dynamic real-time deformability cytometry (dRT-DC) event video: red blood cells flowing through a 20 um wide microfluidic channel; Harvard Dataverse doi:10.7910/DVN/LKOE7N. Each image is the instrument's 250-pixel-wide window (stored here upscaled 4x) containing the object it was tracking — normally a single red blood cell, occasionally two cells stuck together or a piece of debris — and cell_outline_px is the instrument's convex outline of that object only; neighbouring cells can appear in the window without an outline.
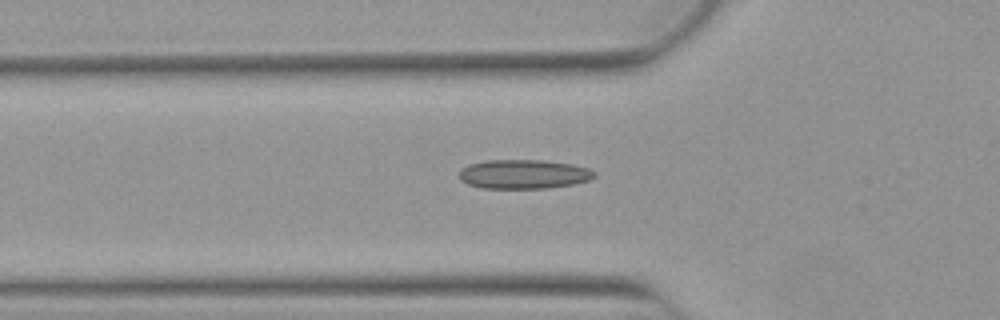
{"species": "Egyptian fruit bat (a non-hibernating species)", "species_latin": "Rousettus aegyptiacus", "temperature_condition": "warm", "stored_images_in_passage": 44, "camera_frame_rate_fps": 3000, "um_per_image_px": 0.085, "animal": {"sex": "female"}, "frame": {"image": 1, "passage_image": 15, "time_ms": 4.667, "image_size_px": [1000, 320], "cell_outline_px": [[596, 176], [592, 180], [576, 184], [548, 188], [484, 188], [468, 184], [460, 180], [460, 168], [468, 164], [488, 160], [540, 160], [572, 164], [588, 168], [596, 172]], "centroid_in_image_um": [44.55, 14.8], "position_along_channel_um": 81.3, "area_um2": 23.18}}
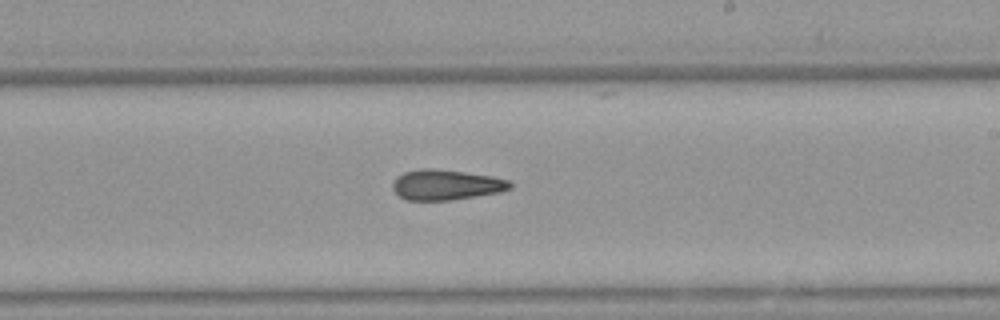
{"frame": {"image": 2, "passage_image": 28, "time_ms": 9.0, "image_size_px": [1000, 320], "cell_outline_px": [[512, 188], [500, 192], [452, 200], [408, 200], [400, 196], [392, 188], [392, 184], [396, 176], [404, 172], [420, 168], [432, 168], [464, 172], [492, 176], [508, 180], [512, 184]], "centroid_in_image_um": [37.91, 15.7], "position_along_channel_um": 251.1, "area_um2": 20.75}}
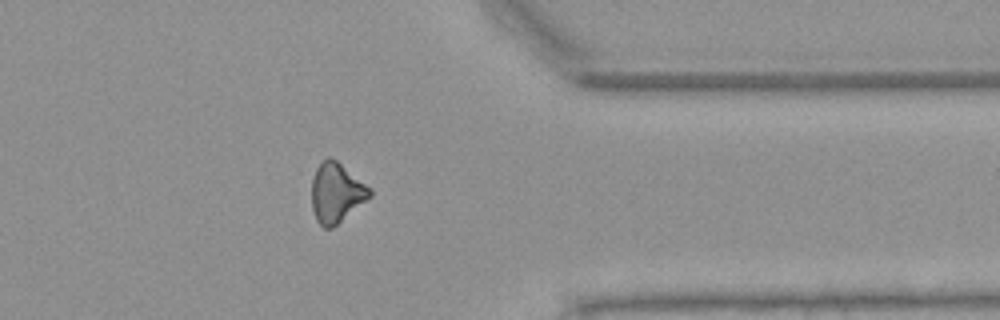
{"frame": {"image": 3, "passage_image": 39, "time_ms": 12.667, "image_size_px": [1000, 320], "cell_outline_px": [[372, 196], [332, 228], [324, 228], [316, 220], [312, 208], [312, 180], [316, 168], [328, 156], [332, 156], [372, 188]], "centroid_in_image_um": [28.6, 16.37], "position_along_channel_um": 382.8, "area_um2": 20.29}, "authors_computed_cell_mechanics": {"area_um2": 20.6924, "velocity_mm_per_s": 3.9184, "shape_relaxation_time_tau1_ms": null, "shape_relaxation_time_tau2_ms": 10.8523, "deformation_change_tau1": null, "deformation_change_tau2": 0.2258}}